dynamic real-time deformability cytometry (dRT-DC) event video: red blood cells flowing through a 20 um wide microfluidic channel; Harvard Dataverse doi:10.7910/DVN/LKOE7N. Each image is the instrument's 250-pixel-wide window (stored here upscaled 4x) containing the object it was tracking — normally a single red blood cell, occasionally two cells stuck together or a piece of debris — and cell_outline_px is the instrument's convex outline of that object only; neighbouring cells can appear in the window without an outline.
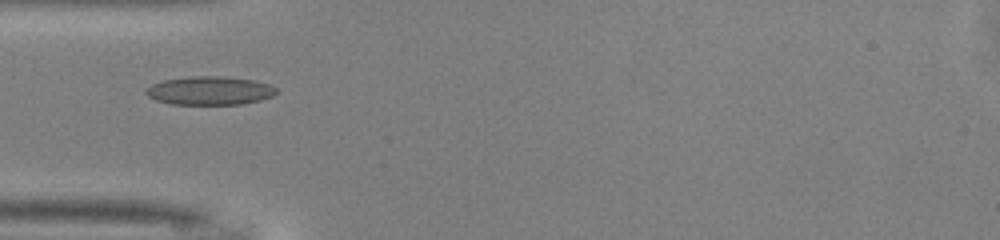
{"species": "common noctule bat (a hibernating species)", "species_latin": "Nyctalus noctula", "temperature_condition": "warm", "stored_images_in_passage": 25, "camera_frame_rate_fps": 3000, "um_per_image_px": 0.085, "animal": {"sex": "male", "body_mass_g": 13.0, "forearm_length_mm": 53.1}, "frame": {"image": 1, "passage_image": 1, "time_ms": 0.0, "image_size_px": [1000, 240], "cell_outline_px": [[276, 92], [272, 96], [260, 100], [240, 104], [172, 104], [156, 100], [148, 96], [148, 88], [152, 84], [164, 80], [192, 76], [224, 76], [252, 80], [268, 84], [276, 88]], "centroid_in_image_um": [17.84, 7.7], "position_along_channel_um": 67.2, "area_um2": 21.33}}
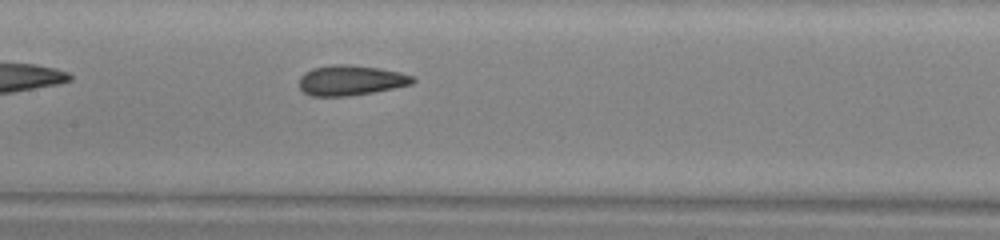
{"frame": {"image": 2, "passage_image": 9, "time_ms": 2.667, "image_size_px": [1000, 240], "cell_outline_px": [[416, 80], [412, 84], [372, 92], [348, 96], [312, 96], [304, 92], [300, 88], [300, 76], [304, 72], [312, 68], [332, 64], [352, 64], [380, 68], [400, 72], [412, 76]], "centroid_in_image_um": [29.8, 6.81], "position_along_channel_um": 177.6, "area_um2": 20.0}}
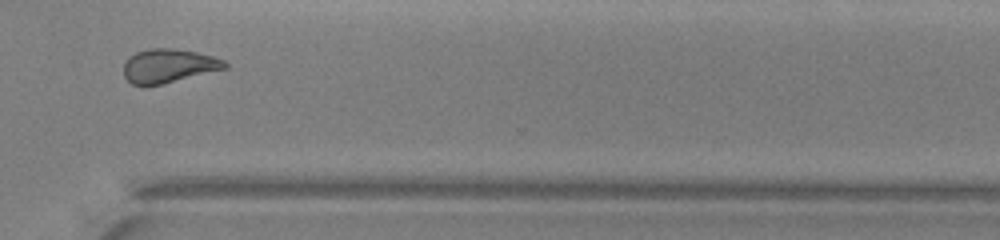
{"frame": {"image": 3, "passage_image": 22, "time_ms": 7.0, "image_size_px": [1000, 240], "cell_outline_px": [[228, 68], [160, 84], [132, 84], [124, 76], [124, 64], [136, 52], [148, 48], [172, 48], [196, 52], [212, 56], [224, 60], [228, 64]], "centroid_in_image_um": [14.36, 5.58], "position_along_channel_um": 356.2, "area_um2": 19.54}, "authors_computed_cell_mechanics": {"area_um2": 19.5942, "velocity_mm_per_s": 4.1274, "shape_relaxation_time_tau1_ms": 5.5832, "shape_relaxation_time_tau2_ms": 1.2499, "deformation_change_tau1": 0.1694, "deformation_change_tau2": 0.0789}}